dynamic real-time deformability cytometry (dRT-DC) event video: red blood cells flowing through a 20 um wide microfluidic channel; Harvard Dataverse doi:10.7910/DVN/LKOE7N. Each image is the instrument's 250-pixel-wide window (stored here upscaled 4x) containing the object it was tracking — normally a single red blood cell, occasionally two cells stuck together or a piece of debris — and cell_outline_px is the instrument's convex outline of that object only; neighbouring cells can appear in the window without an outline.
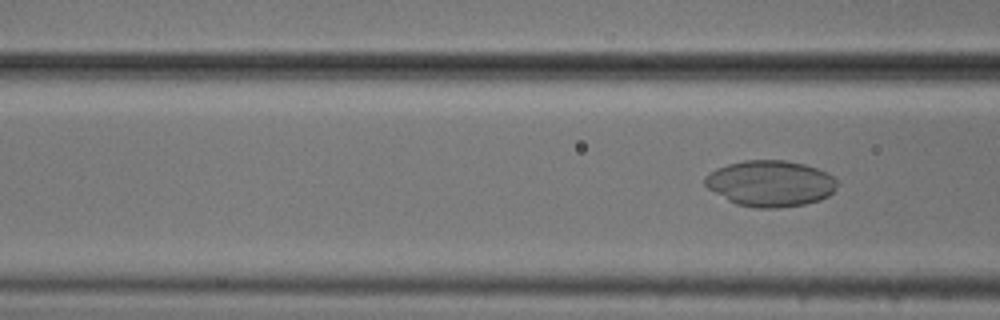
{"species": "common noctule bat (a hibernating species)", "species_latin": "Nyctalus noctula", "temperature_condition": "cold", "stored_images_in_passage": 23, "segment_of_instrument_passage": [2, 2], "camera_frame_rate_fps": 3000, "um_per_image_px": 0.085, "animal": {"sex": "male", "body_mass_g": 20.5, "forearm_length_mm": 52.5}, "frame": {"image": 1, "passage_image": 23, "time_ms": 7.333, "image_size_px": [1000, 320], "cell_outline_px": [[836, 188], [828, 196], [820, 200], [804, 204], [780, 208], [756, 208], [736, 204], [728, 200], [708, 188], [704, 184], [704, 176], [716, 168], [728, 164], [744, 160], [784, 160], [804, 164], [828, 172], [836, 180]], "centroid_in_image_um": [65.47, 15.59], "position_along_channel_um": 101.1, "area_um2": 35.55}}